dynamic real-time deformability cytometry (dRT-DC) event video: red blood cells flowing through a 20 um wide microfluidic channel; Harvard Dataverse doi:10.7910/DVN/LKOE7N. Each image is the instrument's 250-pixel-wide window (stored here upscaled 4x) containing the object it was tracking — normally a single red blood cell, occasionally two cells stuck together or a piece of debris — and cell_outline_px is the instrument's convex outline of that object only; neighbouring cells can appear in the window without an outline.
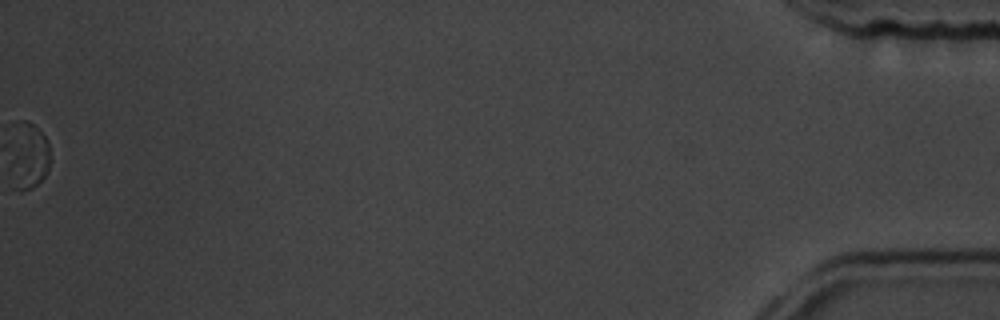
{"species": "common noctule bat (a hibernating species)", "species_latin": "Nyctalus noctula", "temperature_condition": "room temperature", "stored_images_in_passage": 58, "segment_of_instrument_passage": [2, 2], "camera_frame_rate_fps": 3000, "um_per_image_px": 0.085, "animal": {"sex": "male", "body_mass_g": 19.5, "forearm_length_mm": 54.6}, "frame": {"image": 1, "passage_image": 58, "time_ms": 19.0, "image_size_px": [1000, 320], "cell_outline_px": [[48, 168], [44, 176], [32, 188], [20, 192], [16, 188], [12, 164], [12, 120], [28, 120], [48, 140]], "centroid_in_image_um": [2.41, 13.15], "position_along_channel_um": 432.8, "area_um2": 15.14}}